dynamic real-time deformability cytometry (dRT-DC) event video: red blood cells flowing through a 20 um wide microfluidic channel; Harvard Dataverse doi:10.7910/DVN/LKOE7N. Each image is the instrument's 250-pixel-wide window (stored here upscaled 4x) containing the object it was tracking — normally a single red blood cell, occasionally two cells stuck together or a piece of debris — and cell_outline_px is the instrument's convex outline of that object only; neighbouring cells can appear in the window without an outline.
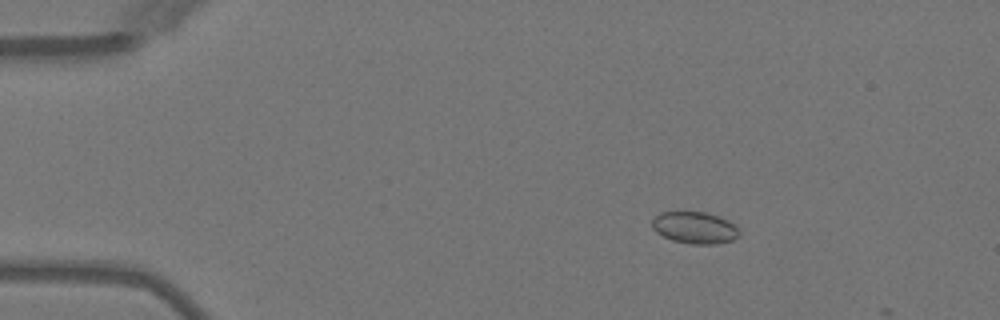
{"species": "Egyptian fruit bat (a non-hibernating species)", "species_latin": "Rousettus aegyptiacus", "temperature_condition": "warm", "stored_images_in_passage": 4, "camera_frame_rate_fps": 3000, "um_per_image_px": 0.085, "animal": {"sex": "female"}, "frame": {"image": 1, "passage_image": 2, "time_ms": 1.0, "image_size_px": [1000, 320], "cell_outline_px": [[740, 236], [732, 240], [716, 244], [692, 244], [672, 240], [656, 232], [652, 228], [652, 220], [660, 212], [704, 212], [728, 220], [736, 224], [740, 228]], "centroid_in_image_um": [59.09, 19.36], "position_along_channel_um": 25.9, "area_um2": 16.24}}